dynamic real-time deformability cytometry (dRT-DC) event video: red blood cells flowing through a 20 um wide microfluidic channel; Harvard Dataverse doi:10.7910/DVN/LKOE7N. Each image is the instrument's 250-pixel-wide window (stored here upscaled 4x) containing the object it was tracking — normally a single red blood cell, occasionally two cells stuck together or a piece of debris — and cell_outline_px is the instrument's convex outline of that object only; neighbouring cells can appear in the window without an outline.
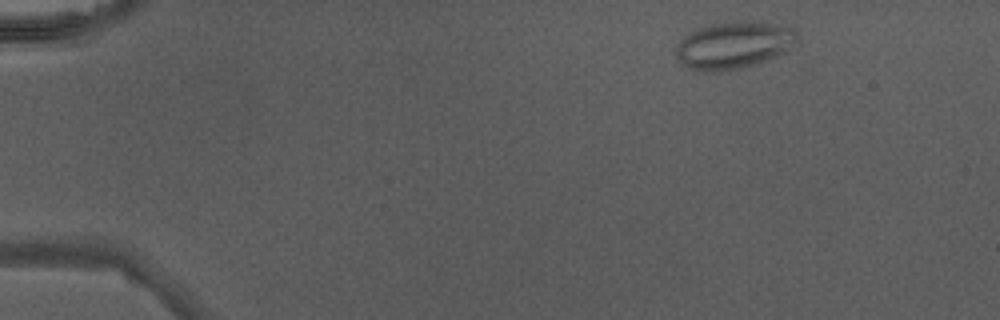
{"species": "Egyptian fruit bat (a non-hibernating species)", "species_latin": "Rousettus aegyptiacus", "temperature_condition": "warm", "stored_images_in_passage": 10, "camera_frame_rate_fps": 3000, "um_per_image_px": 0.085, "animal": {"sex": "male"}, "frame": {"image": 1, "passage_image": 4, "time_ms": 1.0, "image_size_px": [1000, 320], "cell_outline_px": [[796, 40], [784, 52], [776, 56], [740, 68], [716, 72], [696, 72], [684, 64], [676, 56], [676, 48], [680, 40], [692, 32], [700, 28], [712, 24], [788, 24], [796, 32]], "centroid_in_image_um": [62.33, 3.89], "position_along_channel_um": 22.7, "area_um2": 31.96}}